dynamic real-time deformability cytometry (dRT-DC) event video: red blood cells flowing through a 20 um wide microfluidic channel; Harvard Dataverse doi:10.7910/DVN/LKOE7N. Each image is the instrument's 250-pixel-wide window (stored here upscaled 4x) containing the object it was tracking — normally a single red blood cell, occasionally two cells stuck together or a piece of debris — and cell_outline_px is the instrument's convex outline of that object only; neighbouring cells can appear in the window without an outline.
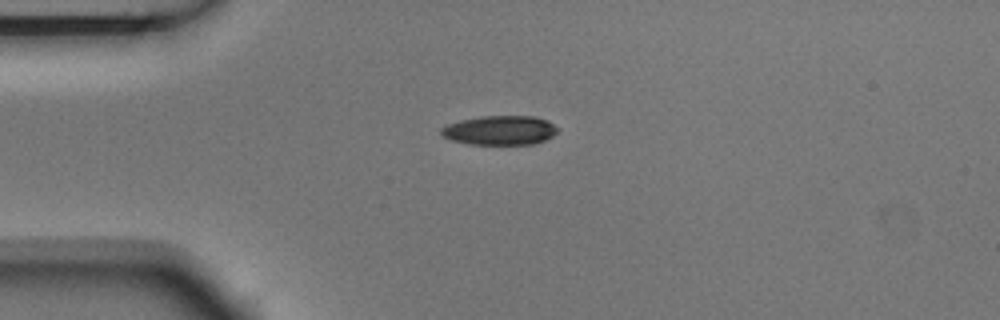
{"species": "Egyptian fruit bat (a non-hibernating species)", "species_latin": "Rousettus aegyptiacus", "temperature_condition": "room temperature", "stored_images_in_passage": 2, "camera_frame_rate_fps": 3000, "um_per_image_px": 0.085, "animal": {"sex": "male"}, "frame": {"image": 1, "passage_image": 1, "time_ms": 0.0, "image_size_px": [1000, 320], "cell_outline_px": [[560, 128], [552, 136], [544, 140], [532, 144], [468, 144], [452, 140], [444, 136], [440, 132], [440, 128], [448, 124], [460, 120], [480, 116], [536, 116], [548, 120]], "centroid_in_image_um": [42.51, 11.06], "position_along_channel_um": 42.5, "area_um2": 19.94}}